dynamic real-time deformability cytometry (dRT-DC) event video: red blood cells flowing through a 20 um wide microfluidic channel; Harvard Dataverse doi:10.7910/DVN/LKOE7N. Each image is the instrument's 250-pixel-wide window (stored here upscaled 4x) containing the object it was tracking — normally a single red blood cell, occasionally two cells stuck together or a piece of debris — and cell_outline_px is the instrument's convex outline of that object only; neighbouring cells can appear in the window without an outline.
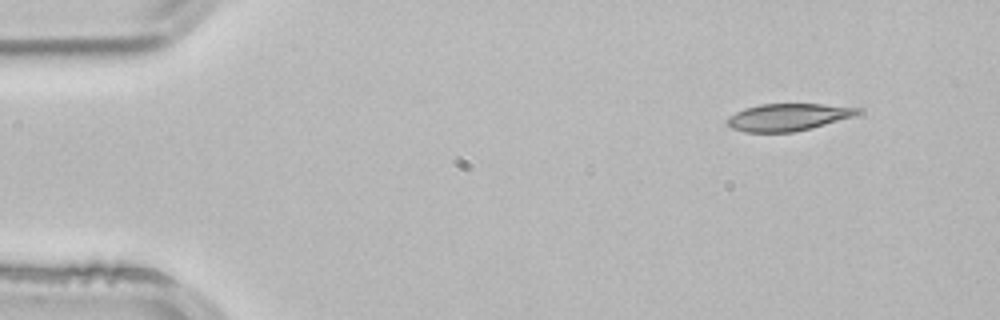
{"species": "common noctule bat (a hibernating species)", "species_latin": "Nyctalus noctula", "temperature_condition": "room temperature", "stored_images_in_passage": 3, "camera_frame_rate_fps": 3000, "um_per_image_px": 0.085, "animal": {"sex": "male", "body_mass_g": 21.5, "forearm_length_mm": 52.0}, "frame": {"image": 1, "passage_image": 1, "time_ms": 0.0, "image_size_px": [1000, 320], "cell_outline_px": [[860, 112], [852, 116], [812, 128], [792, 132], [744, 132], [732, 128], [728, 124], [728, 116], [744, 108], [760, 104], [824, 104], [860, 108]], "centroid_in_image_um": [66.95, 9.95], "position_along_channel_um": 18.1, "area_um2": 20.46}}
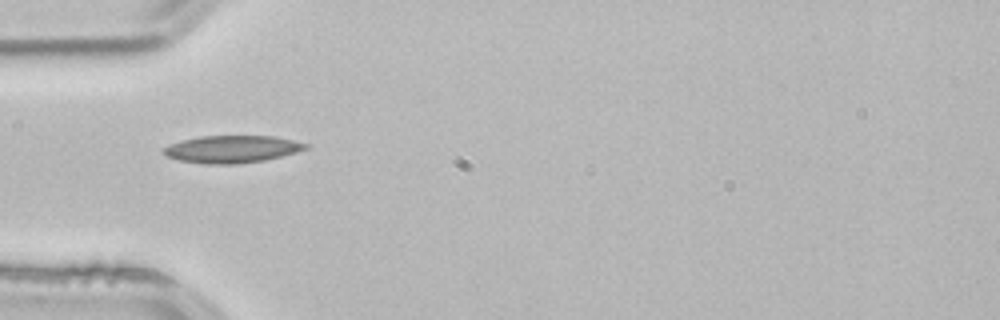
{"frame": {"image": 2, "passage_image": 3, "time_ms": 0.667, "image_size_px": [1000, 320], "cell_outline_px": [[308, 148], [296, 152], [264, 160], [236, 164], [208, 164], [180, 160], [164, 156], [160, 152], [168, 144], [200, 136], [276, 136], [308, 144]], "centroid_in_image_um": [19.67, 12.67], "position_along_channel_um": 65.3, "area_um2": 22.54}}